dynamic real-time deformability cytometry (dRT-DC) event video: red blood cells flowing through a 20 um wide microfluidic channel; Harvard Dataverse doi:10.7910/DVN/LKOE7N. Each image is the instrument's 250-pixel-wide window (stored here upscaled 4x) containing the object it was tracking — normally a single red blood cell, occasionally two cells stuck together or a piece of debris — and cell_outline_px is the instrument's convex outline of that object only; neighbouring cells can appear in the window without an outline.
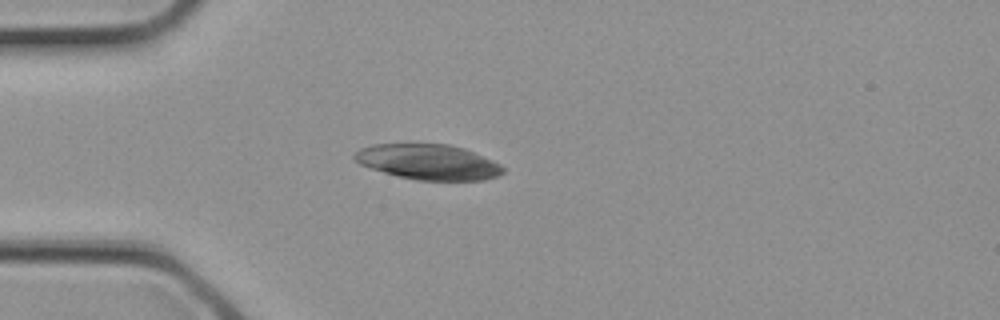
{"species": "common noctule bat (a hibernating species)", "species_latin": "Nyctalus noctula", "temperature_condition": "cold", "stored_images_in_passage": 1, "camera_frame_rate_fps": 3000, "um_per_image_px": 0.085, "animal": {"sex": "female", "body_mass_g": 21.9}, "frame": {"image": 1, "passage_image": 1, "time_ms": 0.0, "image_size_px": [1000, 320], "cell_outline_px": [[504, 172], [500, 176], [484, 180], [416, 180], [384, 172], [360, 164], [352, 156], [360, 148], [372, 144], [448, 144], [464, 148], [492, 160], [500, 164], [504, 168]], "centroid_in_image_um": [36.43, 13.76], "position_along_channel_um": 48.6, "area_um2": 30.4}}